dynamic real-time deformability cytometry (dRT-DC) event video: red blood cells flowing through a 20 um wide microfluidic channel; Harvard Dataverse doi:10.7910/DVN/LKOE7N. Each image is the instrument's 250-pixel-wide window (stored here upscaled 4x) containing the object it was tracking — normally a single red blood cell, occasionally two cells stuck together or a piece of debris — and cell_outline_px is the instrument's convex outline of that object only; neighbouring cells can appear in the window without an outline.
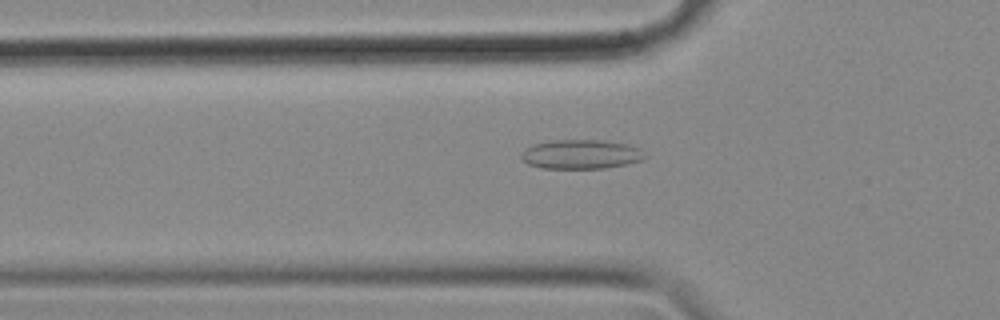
{"species": "common noctule bat (a hibernating species)", "species_latin": "Nyctalus noctula", "temperature_condition": "cold", "stored_images_in_passage": 56, "camera_frame_rate_fps": 3000, "um_per_image_px": 0.085, "animal": {"sex": "female", "body_mass_g": 18.4}, "frame": {"image": 1, "passage_image": 18, "time_ms": 5.667, "image_size_px": [1000, 320], "cell_outline_px": [[648, 156], [644, 160], [628, 164], [604, 168], [540, 168], [528, 164], [520, 156], [520, 152], [524, 148], [532, 144], [556, 140], [604, 140], [628, 144], [640, 148]], "centroid_in_image_um": [49.41, 13.11], "position_along_channel_um": 76.4, "area_um2": 21.39}}
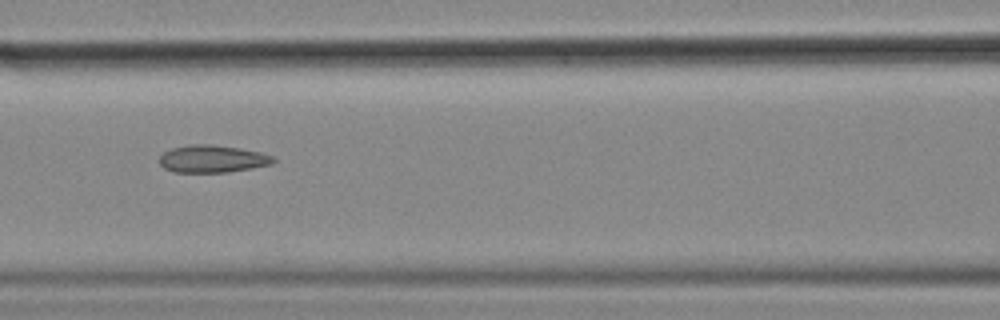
{"frame": {"image": 2, "passage_image": 24, "time_ms": 7.667, "image_size_px": [1000, 320], "cell_outline_px": [[276, 160], [272, 164], [252, 168], [228, 172], [172, 172], [164, 168], [160, 164], [160, 156], [164, 152], [172, 148], [188, 144], [212, 144], [240, 148], [260, 152], [272, 156]], "centroid_in_image_um": [18.05, 13.5], "position_along_channel_um": 148.6, "area_um2": 18.26}}
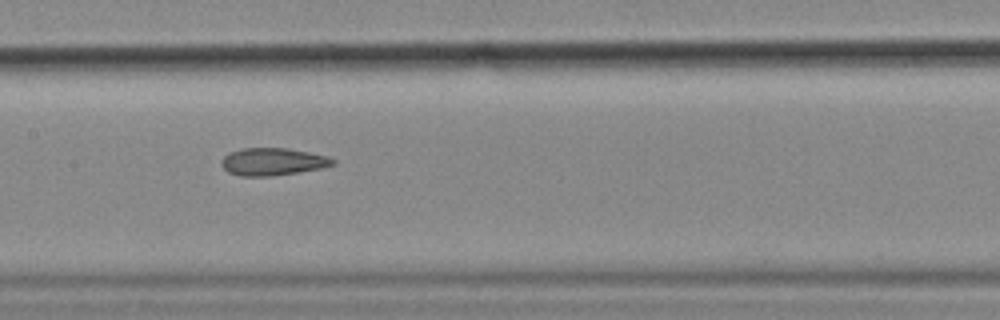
{"frame": {"image": 3, "passage_image": 27, "time_ms": 8.667, "image_size_px": [1000, 320], "cell_outline_px": [[336, 164], [320, 168], [296, 172], [268, 176], [240, 176], [228, 172], [220, 164], [220, 160], [224, 156], [240, 148], [288, 148], [328, 156], [336, 160]], "centroid_in_image_um": [23.17, 13.73], "position_along_channel_um": 184.2, "area_um2": 17.74}, "authors_computed_cell_mechanics": {"area_um2": 19.0162, "velocity_mm_per_s": 3.5786, "shape_relaxation_time_tau1_ms": null, "shape_relaxation_time_tau2_ms": 2.3426, "deformation_change_tau1": null, "deformation_change_tau2": 0.1005}}